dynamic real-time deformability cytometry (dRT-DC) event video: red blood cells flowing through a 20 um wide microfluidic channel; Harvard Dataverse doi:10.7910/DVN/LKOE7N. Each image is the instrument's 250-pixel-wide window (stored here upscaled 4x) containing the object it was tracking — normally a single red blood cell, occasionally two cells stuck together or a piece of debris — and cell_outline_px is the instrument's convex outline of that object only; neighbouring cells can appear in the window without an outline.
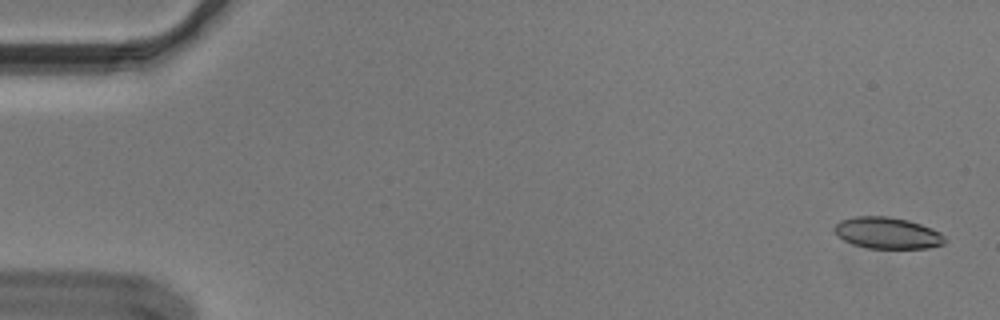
{"species": "Egyptian fruit bat (a non-hibernating species)", "species_latin": "Rousettus aegyptiacus", "temperature_condition": "cold", "stored_images_in_passage": 54, "camera_frame_rate_fps": 3000, "um_per_image_px": 0.085, "animal": {"sex": "male"}, "frame": {"image": 1, "passage_image": 1, "time_ms": 0.0, "image_size_px": [1000, 320], "cell_outline_px": [[944, 244], [928, 248], [868, 248], [852, 244], [844, 240], [832, 228], [840, 220], [856, 216], [888, 216], [908, 220], [932, 228], [940, 232], [944, 236]], "centroid_in_image_um": [75.43, 19.8], "position_along_channel_um": 9.6, "area_um2": 20.17}}
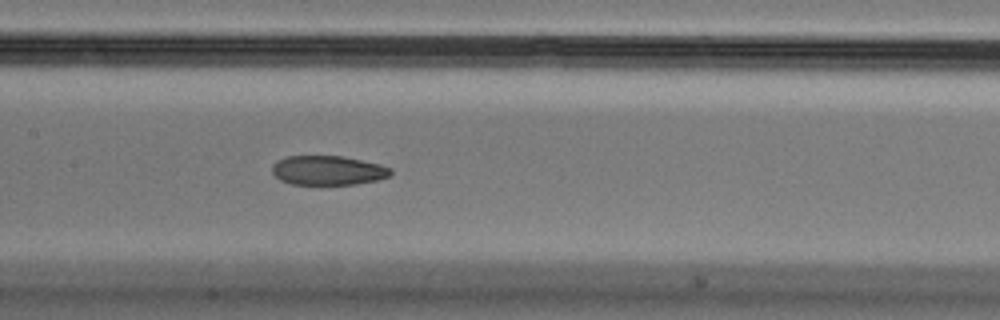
{"frame": {"image": 2, "passage_image": 26, "time_ms": 8.333, "image_size_px": [1000, 320], "cell_outline_px": [[392, 172], [388, 176], [376, 180], [356, 184], [292, 184], [280, 180], [272, 172], [272, 164], [276, 160], [288, 156], [340, 156], [380, 164], [392, 168]], "centroid_in_image_um": [27.85, 14.48], "position_along_channel_um": 179.5, "area_um2": 20.17}}
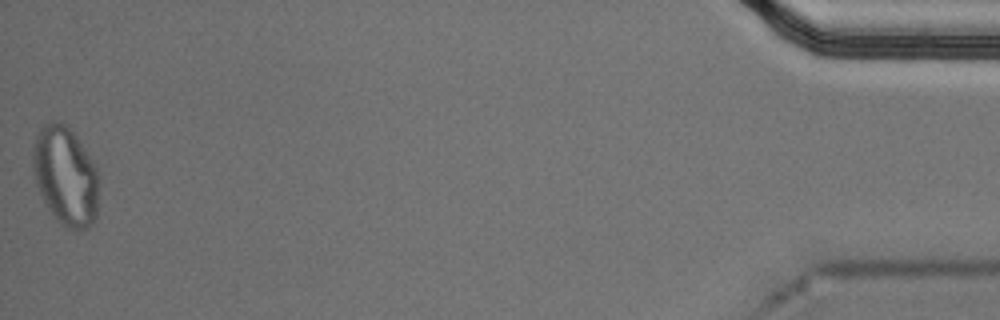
{"frame": {"image": 3, "passage_image": 54, "time_ms": 17.667, "image_size_px": [1000, 320], "cell_outline_px": [[100, 176], [96, 216], [92, 224], [88, 228], [76, 232], [60, 224], [48, 208], [36, 184], [32, 168], [32, 144], [40, 128], [44, 124], [52, 120], [68, 124], [96, 164]], "centroid_in_image_um": [5.59, 14.94], "position_along_channel_um": 429.6, "area_um2": 38.96}, "authors_computed_cell_mechanics": {"area_um2": 21.7039, "velocity_mm_per_s": 3.6506, "shape_relaxation_time_tau1_ms": null, "shape_relaxation_time_tau2_ms": 3.0843, "deformation_change_tau1": null, "deformation_change_tau2": 0.0796}}